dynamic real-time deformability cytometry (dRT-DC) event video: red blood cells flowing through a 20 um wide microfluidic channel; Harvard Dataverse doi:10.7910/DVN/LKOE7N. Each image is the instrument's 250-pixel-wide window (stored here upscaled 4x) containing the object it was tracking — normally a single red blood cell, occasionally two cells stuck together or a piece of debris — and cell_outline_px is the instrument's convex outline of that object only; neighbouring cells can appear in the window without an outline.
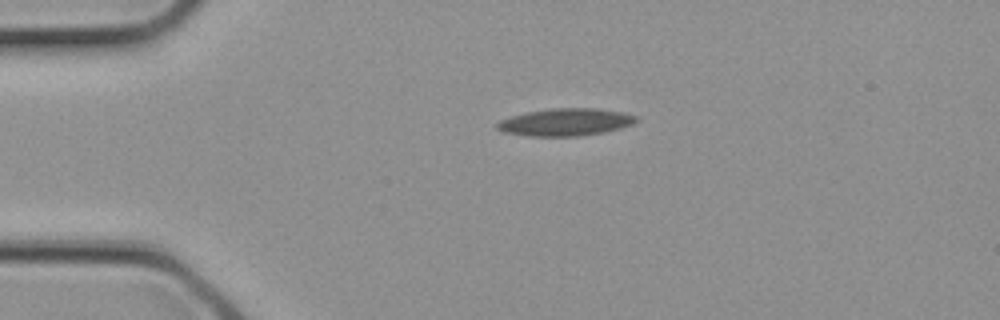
{"species": "common noctule bat (a hibernating species)", "species_latin": "Nyctalus noctula", "temperature_condition": "cold", "stored_images_in_passage": 1, "camera_frame_rate_fps": 3000, "um_per_image_px": 0.085, "animal": {"sex": "female", "body_mass_g": 21.9}, "frame": {"image": 1, "passage_image": 1, "time_ms": 0.0, "image_size_px": [1000, 320], "cell_outline_px": [[640, 120], [632, 124], [620, 128], [604, 132], [580, 136], [528, 136], [504, 132], [496, 128], [496, 124], [500, 120], [512, 116], [528, 112], [552, 108], [596, 108], [624, 112], [636, 116]], "centroid_in_image_um": [48.1, 10.38], "position_along_channel_um": 36.9, "area_um2": 22.2}}